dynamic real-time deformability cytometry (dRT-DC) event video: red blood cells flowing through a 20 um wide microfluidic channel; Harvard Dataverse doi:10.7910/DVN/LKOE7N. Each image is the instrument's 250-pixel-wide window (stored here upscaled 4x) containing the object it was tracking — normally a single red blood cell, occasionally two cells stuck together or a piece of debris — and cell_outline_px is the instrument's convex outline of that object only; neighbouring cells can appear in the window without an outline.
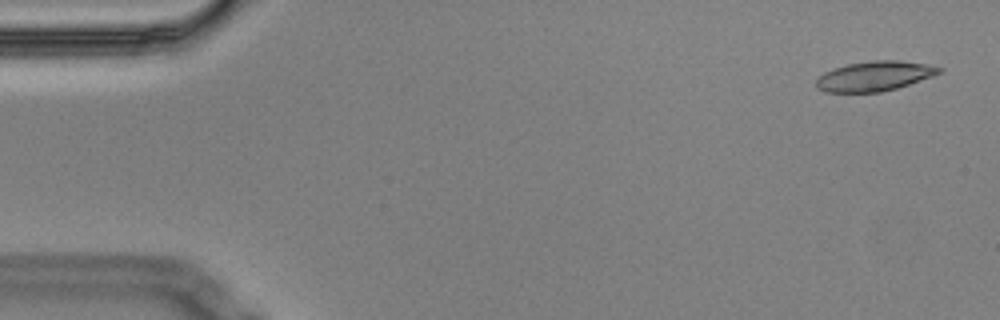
{"species": "Egyptian fruit bat (a non-hibernating species)", "species_latin": "Rousettus aegyptiacus", "temperature_condition": "cold", "stored_images_in_passage": 4, "camera_frame_rate_fps": 3000, "um_per_image_px": 0.085, "animal": {"sex": "male"}, "frame": {"image": 1, "passage_image": 1, "time_ms": 0.0, "image_size_px": [1000, 320], "cell_outline_px": [[944, 72], [896, 88], [880, 92], [824, 92], [816, 88], [816, 80], [824, 72], [848, 64], [868, 60], [900, 60], [924, 64], [944, 68]], "centroid_in_image_um": [74.33, 6.46], "position_along_channel_um": 10.7, "area_um2": 21.27}}